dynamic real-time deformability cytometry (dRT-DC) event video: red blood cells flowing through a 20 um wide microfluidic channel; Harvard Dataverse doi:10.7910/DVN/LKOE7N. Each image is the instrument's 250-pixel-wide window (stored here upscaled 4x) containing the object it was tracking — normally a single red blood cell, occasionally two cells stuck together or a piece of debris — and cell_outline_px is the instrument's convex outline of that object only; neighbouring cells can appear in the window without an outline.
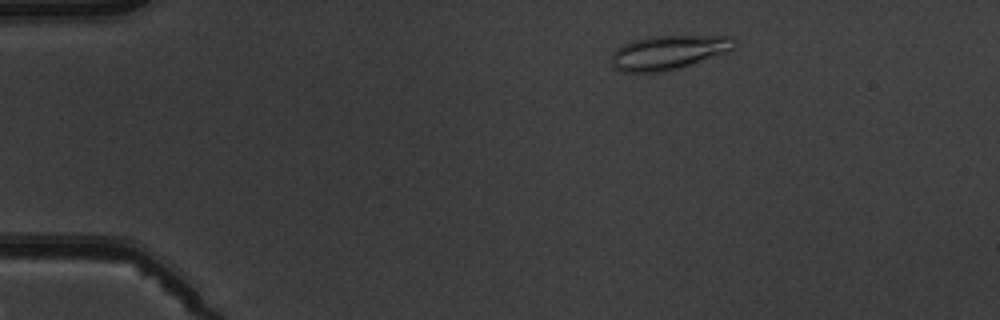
{"species": "common noctule bat (a hibernating species)", "species_latin": "Nyctalus noctula", "temperature_condition": "warm", "stored_images_in_passage": 4, "camera_frame_rate_fps": 3000, "um_per_image_px": 0.085, "animal": {"sex": "male", "body_mass_g": 19.5, "forearm_length_mm": 54.6}, "frame": {"image": 1, "passage_image": 2, "time_ms": 1.333, "image_size_px": [1000, 320], "cell_outline_px": [[736, 44], [732, 48], [724, 52], [664, 72], [624, 72], [616, 68], [612, 64], [612, 52], [616, 48], [632, 40], [648, 36], [732, 36], [736, 40]], "centroid_in_image_um": [56.76, 4.43], "position_along_channel_um": 28.2, "area_um2": 23.99}}